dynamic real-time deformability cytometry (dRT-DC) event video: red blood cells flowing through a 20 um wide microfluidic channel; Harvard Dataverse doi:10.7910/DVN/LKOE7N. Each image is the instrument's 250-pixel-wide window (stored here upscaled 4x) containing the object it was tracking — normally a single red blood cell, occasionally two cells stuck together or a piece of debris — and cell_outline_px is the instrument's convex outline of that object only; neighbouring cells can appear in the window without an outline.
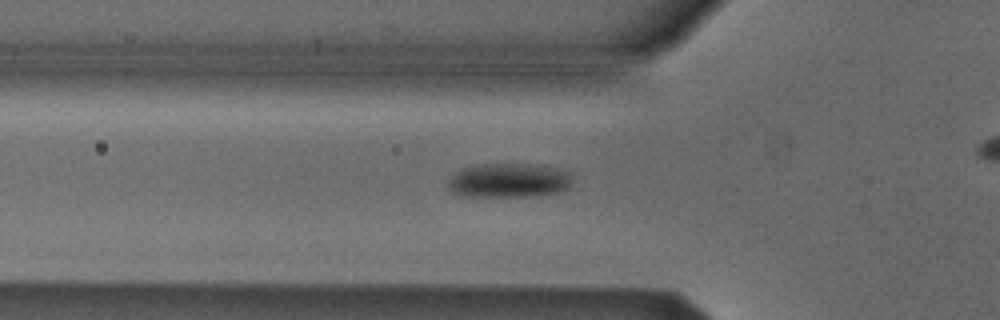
{"species": "Egyptian fruit bat (a non-hibernating species)", "species_latin": "Rousettus aegyptiacus", "temperature_condition": "cold", "stored_images_in_passage": 41, "camera_frame_rate_fps": 3000, "um_per_image_px": 0.085, "animal": {"sex": "male"}, "frame": {"image": 1, "passage_image": 13, "time_ms": 4.0, "image_size_px": [1000, 320], "cell_outline_px": [[572, 180], [568, 188], [556, 192], [524, 196], [464, 196], [452, 192], [448, 188], [448, 180], [456, 172], [464, 168], [484, 164], [536, 164], [560, 168], [568, 172]], "centroid_in_image_um": [43.25, 15.32], "position_along_channel_um": 82.6, "area_um2": 24.62}}
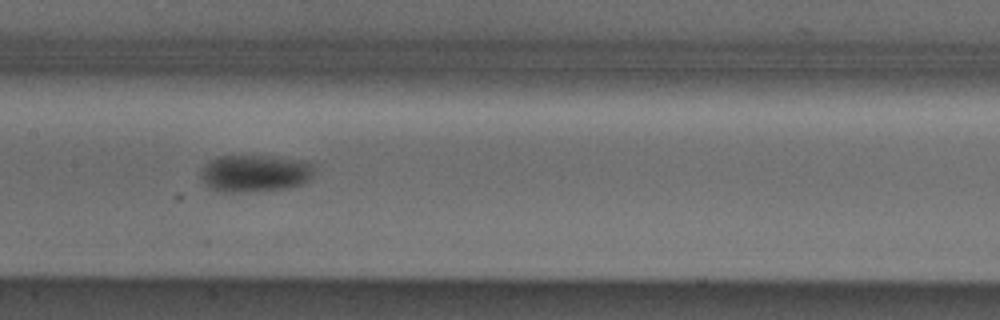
{"frame": {"image": 2, "passage_image": 21, "time_ms": 6.667, "image_size_px": [1000, 320], "cell_outline_px": [[312, 180], [304, 184], [288, 188], [240, 192], [220, 192], [208, 188], [200, 180], [200, 168], [204, 164], [216, 156], [272, 156], [304, 160], [312, 164]], "centroid_in_image_um": [21.62, 14.73], "position_along_channel_um": 185.8, "area_um2": 25.09}}
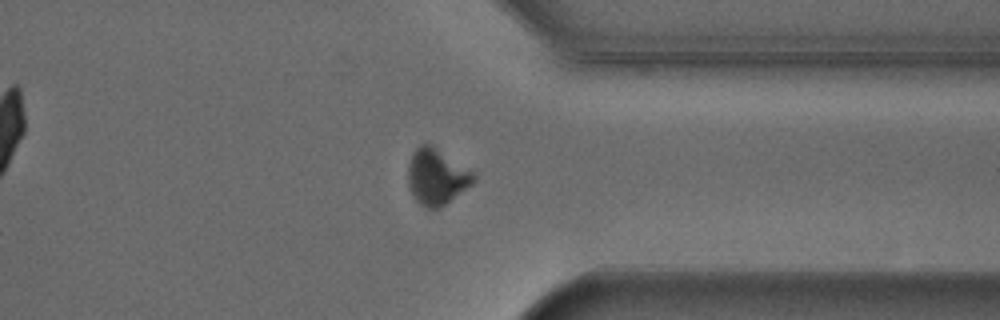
{"frame": {"image": 3, "passage_image": 36, "time_ms": 11.667, "image_size_px": [1000, 320], "cell_outline_px": [[476, 180], [472, 184], [440, 208], [424, 208], [412, 196], [408, 184], [408, 164], [412, 152], [420, 144], [428, 140], [472, 172], [476, 176]], "centroid_in_image_um": [37.08, 14.98], "position_along_channel_um": 374.3, "area_um2": 21.68}, "authors_computed_cell_mechanics": {"area_um2": 23.0622, "velocity_mm_per_s": 3.8482, "shape_relaxation_time_tau1_ms": 4.7336, "shape_relaxation_time_tau2_ms": null, "deformation_change_tau1": 0.1172, "deformation_change_tau2": null}}